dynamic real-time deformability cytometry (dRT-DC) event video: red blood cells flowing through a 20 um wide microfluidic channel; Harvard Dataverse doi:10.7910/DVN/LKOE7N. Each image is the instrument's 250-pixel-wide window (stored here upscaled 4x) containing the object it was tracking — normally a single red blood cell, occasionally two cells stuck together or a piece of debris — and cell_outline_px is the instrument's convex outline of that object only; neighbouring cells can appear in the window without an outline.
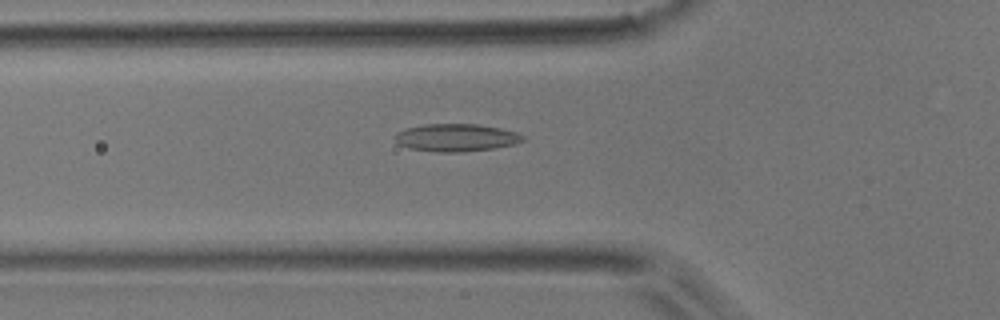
{"species": "common noctule bat (a hibernating species)", "species_latin": "Nyctalus noctula", "temperature_condition": "room temperature", "stored_images_in_passage": 38, "camera_frame_rate_fps": 3000, "um_per_image_px": 0.085, "animal": {"sex": "male", "body_mass_g": 17.9}, "frame": {"image": 1, "passage_image": 5, "time_ms": 1.333, "image_size_px": [1000, 320], "cell_outline_px": [[524, 140], [512, 144], [496, 148], [464, 152], [436, 152], [408, 148], [400, 144], [392, 136], [396, 132], [404, 128], [424, 124], [476, 124], [500, 128], [516, 132], [524, 136]], "centroid_in_image_um": [38.73, 11.7], "position_along_channel_um": 87.1, "area_um2": 20.69}}
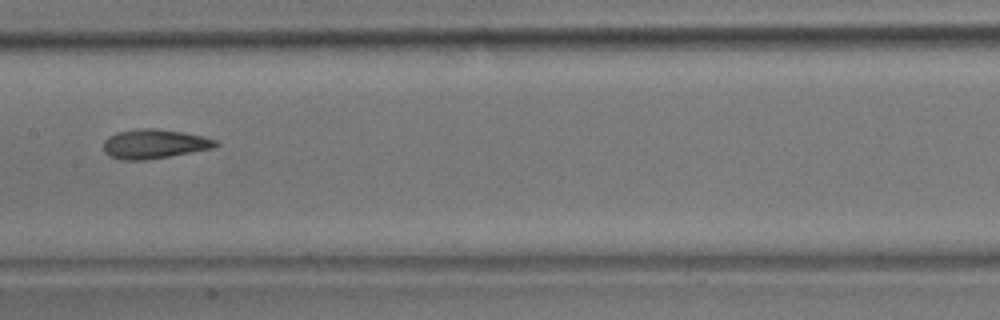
{"frame": {"image": 2, "passage_image": 13, "time_ms": 4.0, "image_size_px": [1000, 320], "cell_outline_px": [[220, 144], [212, 148], [168, 156], [144, 160], [120, 160], [108, 156], [104, 152], [104, 140], [108, 136], [116, 132], [140, 128], [156, 128], [184, 132], [204, 136], [216, 140]], "centroid_in_image_um": [13.08, 12.22], "position_along_channel_um": 194.3, "area_um2": 19.25}}
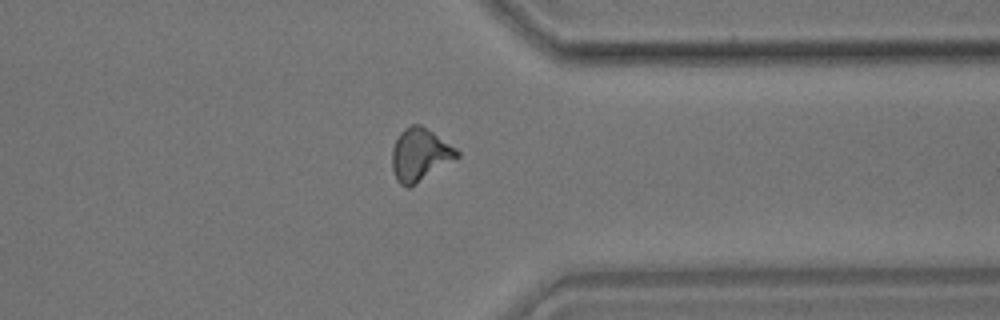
{"frame": {"image": 3, "passage_image": 27, "time_ms": 8.667, "image_size_px": [1000, 320], "cell_outline_px": [[460, 156], [416, 184], [408, 188], [400, 184], [396, 180], [392, 168], [392, 148], [400, 132], [404, 128], [412, 124], [420, 124], [456, 148], [460, 152]], "centroid_in_image_um": [35.68, 13.16], "position_along_channel_um": 375.7, "area_um2": 19.83}, "authors_computed_cell_mechanics": {"area_um2": 18.6983, "velocity_mm_per_s": 3.9868, "shape_relaxation_time_tau1_ms": null, "shape_relaxation_time_tau2_ms": 2.2775, "deformation_change_tau1": null, "deformation_change_tau2": 0.1131}}